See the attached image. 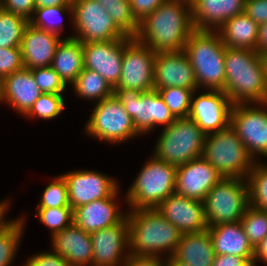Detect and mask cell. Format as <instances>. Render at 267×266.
Listing matches in <instances>:
<instances>
[{
    "label": "cell",
    "mask_w": 267,
    "mask_h": 266,
    "mask_svg": "<svg viewBox=\"0 0 267 266\" xmlns=\"http://www.w3.org/2000/svg\"><path fill=\"white\" fill-rule=\"evenodd\" d=\"M194 30L191 5L167 0L139 22L134 38L154 52H179Z\"/></svg>",
    "instance_id": "obj_1"
},
{
    "label": "cell",
    "mask_w": 267,
    "mask_h": 266,
    "mask_svg": "<svg viewBox=\"0 0 267 266\" xmlns=\"http://www.w3.org/2000/svg\"><path fill=\"white\" fill-rule=\"evenodd\" d=\"M224 93L232 104L267 102L266 56L255 50H225Z\"/></svg>",
    "instance_id": "obj_2"
},
{
    "label": "cell",
    "mask_w": 267,
    "mask_h": 266,
    "mask_svg": "<svg viewBox=\"0 0 267 266\" xmlns=\"http://www.w3.org/2000/svg\"><path fill=\"white\" fill-rule=\"evenodd\" d=\"M130 254L166 258L177 250L182 233L155 208L127 210Z\"/></svg>",
    "instance_id": "obj_3"
},
{
    "label": "cell",
    "mask_w": 267,
    "mask_h": 266,
    "mask_svg": "<svg viewBox=\"0 0 267 266\" xmlns=\"http://www.w3.org/2000/svg\"><path fill=\"white\" fill-rule=\"evenodd\" d=\"M225 50L217 31L194 30L187 39L184 51L194 70L200 91L225 89Z\"/></svg>",
    "instance_id": "obj_4"
},
{
    "label": "cell",
    "mask_w": 267,
    "mask_h": 266,
    "mask_svg": "<svg viewBox=\"0 0 267 266\" xmlns=\"http://www.w3.org/2000/svg\"><path fill=\"white\" fill-rule=\"evenodd\" d=\"M177 167L157 159L153 154L137 172L124 202L128 210L154 209L175 193Z\"/></svg>",
    "instance_id": "obj_5"
},
{
    "label": "cell",
    "mask_w": 267,
    "mask_h": 266,
    "mask_svg": "<svg viewBox=\"0 0 267 266\" xmlns=\"http://www.w3.org/2000/svg\"><path fill=\"white\" fill-rule=\"evenodd\" d=\"M202 157L224 178L246 179L254 164L230 124L205 136Z\"/></svg>",
    "instance_id": "obj_6"
},
{
    "label": "cell",
    "mask_w": 267,
    "mask_h": 266,
    "mask_svg": "<svg viewBox=\"0 0 267 266\" xmlns=\"http://www.w3.org/2000/svg\"><path fill=\"white\" fill-rule=\"evenodd\" d=\"M206 134L189 117L177 118L162 128L153 155L164 162L180 166L202 157Z\"/></svg>",
    "instance_id": "obj_7"
},
{
    "label": "cell",
    "mask_w": 267,
    "mask_h": 266,
    "mask_svg": "<svg viewBox=\"0 0 267 266\" xmlns=\"http://www.w3.org/2000/svg\"><path fill=\"white\" fill-rule=\"evenodd\" d=\"M85 135L117 145L141 136L123 105L112 95L95 103L86 120Z\"/></svg>",
    "instance_id": "obj_8"
},
{
    "label": "cell",
    "mask_w": 267,
    "mask_h": 266,
    "mask_svg": "<svg viewBox=\"0 0 267 266\" xmlns=\"http://www.w3.org/2000/svg\"><path fill=\"white\" fill-rule=\"evenodd\" d=\"M208 227L239 222L249 206L246 179L222 178L203 200Z\"/></svg>",
    "instance_id": "obj_9"
},
{
    "label": "cell",
    "mask_w": 267,
    "mask_h": 266,
    "mask_svg": "<svg viewBox=\"0 0 267 266\" xmlns=\"http://www.w3.org/2000/svg\"><path fill=\"white\" fill-rule=\"evenodd\" d=\"M113 95L130 115L141 136L154 132L159 126L168 127L176 120L157 90L113 89Z\"/></svg>",
    "instance_id": "obj_10"
},
{
    "label": "cell",
    "mask_w": 267,
    "mask_h": 266,
    "mask_svg": "<svg viewBox=\"0 0 267 266\" xmlns=\"http://www.w3.org/2000/svg\"><path fill=\"white\" fill-rule=\"evenodd\" d=\"M71 35L81 43L104 42L122 39L127 35L115 24L103 5L96 0H75L72 2Z\"/></svg>",
    "instance_id": "obj_11"
},
{
    "label": "cell",
    "mask_w": 267,
    "mask_h": 266,
    "mask_svg": "<svg viewBox=\"0 0 267 266\" xmlns=\"http://www.w3.org/2000/svg\"><path fill=\"white\" fill-rule=\"evenodd\" d=\"M230 126L254 161L267 157V102L232 104Z\"/></svg>",
    "instance_id": "obj_12"
},
{
    "label": "cell",
    "mask_w": 267,
    "mask_h": 266,
    "mask_svg": "<svg viewBox=\"0 0 267 266\" xmlns=\"http://www.w3.org/2000/svg\"><path fill=\"white\" fill-rule=\"evenodd\" d=\"M156 52L134 37L124 38L121 76L113 89L154 90V61Z\"/></svg>",
    "instance_id": "obj_13"
},
{
    "label": "cell",
    "mask_w": 267,
    "mask_h": 266,
    "mask_svg": "<svg viewBox=\"0 0 267 266\" xmlns=\"http://www.w3.org/2000/svg\"><path fill=\"white\" fill-rule=\"evenodd\" d=\"M61 175L67 183L69 204L73 210L94 200L108 198L121 189L115 177L95 170H73Z\"/></svg>",
    "instance_id": "obj_14"
},
{
    "label": "cell",
    "mask_w": 267,
    "mask_h": 266,
    "mask_svg": "<svg viewBox=\"0 0 267 266\" xmlns=\"http://www.w3.org/2000/svg\"><path fill=\"white\" fill-rule=\"evenodd\" d=\"M231 108L232 102L224 91L204 89L201 93L197 89L192 94L189 118L207 135L230 124Z\"/></svg>",
    "instance_id": "obj_15"
},
{
    "label": "cell",
    "mask_w": 267,
    "mask_h": 266,
    "mask_svg": "<svg viewBox=\"0 0 267 266\" xmlns=\"http://www.w3.org/2000/svg\"><path fill=\"white\" fill-rule=\"evenodd\" d=\"M92 266H122L129 251V223L127 216L114 226L90 233Z\"/></svg>",
    "instance_id": "obj_16"
},
{
    "label": "cell",
    "mask_w": 267,
    "mask_h": 266,
    "mask_svg": "<svg viewBox=\"0 0 267 266\" xmlns=\"http://www.w3.org/2000/svg\"><path fill=\"white\" fill-rule=\"evenodd\" d=\"M84 68L99 73L114 88L121 76L124 38L82 43Z\"/></svg>",
    "instance_id": "obj_17"
},
{
    "label": "cell",
    "mask_w": 267,
    "mask_h": 266,
    "mask_svg": "<svg viewBox=\"0 0 267 266\" xmlns=\"http://www.w3.org/2000/svg\"><path fill=\"white\" fill-rule=\"evenodd\" d=\"M155 209L182 234L197 233L208 229L202 201L173 193Z\"/></svg>",
    "instance_id": "obj_18"
},
{
    "label": "cell",
    "mask_w": 267,
    "mask_h": 266,
    "mask_svg": "<svg viewBox=\"0 0 267 266\" xmlns=\"http://www.w3.org/2000/svg\"><path fill=\"white\" fill-rule=\"evenodd\" d=\"M153 74L154 90L167 87L198 89L194 70L184 50L156 52Z\"/></svg>",
    "instance_id": "obj_19"
},
{
    "label": "cell",
    "mask_w": 267,
    "mask_h": 266,
    "mask_svg": "<svg viewBox=\"0 0 267 266\" xmlns=\"http://www.w3.org/2000/svg\"><path fill=\"white\" fill-rule=\"evenodd\" d=\"M223 177L203 157L177 166L175 193L202 201Z\"/></svg>",
    "instance_id": "obj_20"
},
{
    "label": "cell",
    "mask_w": 267,
    "mask_h": 266,
    "mask_svg": "<svg viewBox=\"0 0 267 266\" xmlns=\"http://www.w3.org/2000/svg\"><path fill=\"white\" fill-rule=\"evenodd\" d=\"M120 191L75 208L73 223L87 233L119 224L127 216V210L122 211L121 202L118 201Z\"/></svg>",
    "instance_id": "obj_21"
},
{
    "label": "cell",
    "mask_w": 267,
    "mask_h": 266,
    "mask_svg": "<svg viewBox=\"0 0 267 266\" xmlns=\"http://www.w3.org/2000/svg\"><path fill=\"white\" fill-rule=\"evenodd\" d=\"M62 38L28 23L20 45L24 68L31 70L51 66L56 48Z\"/></svg>",
    "instance_id": "obj_22"
},
{
    "label": "cell",
    "mask_w": 267,
    "mask_h": 266,
    "mask_svg": "<svg viewBox=\"0 0 267 266\" xmlns=\"http://www.w3.org/2000/svg\"><path fill=\"white\" fill-rule=\"evenodd\" d=\"M50 239L51 249L64 257L71 266H92L93 250L90 233L73 223Z\"/></svg>",
    "instance_id": "obj_23"
},
{
    "label": "cell",
    "mask_w": 267,
    "mask_h": 266,
    "mask_svg": "<svg viewBox=\"0 0 267 266\" xmlns=\"http://www.w3.org/2000/svg\"><path fill=\"white\" fill-rule=\"evenodd\" d=\"M245 0H195L191 5L195 30L217 31L227 20L244 12Z\"/></svg>",
    "instance_id": "obj_24"
},
{
    "label": "cell",
    "mask_w": 267,
    "mask_h": 266,
    "mask_svg": "<svg viewBox=\"0 0 267 266\" xmlns=\"http://www.w3.org/2000/svg\"><path fill=\"white\" fill-rule=\"evenodd\" d=\"M3 104L25 116L42 94L30 69L23 68L3 78Z\"/></svg>",
    "instance_id": "obj_25"
},
{
    "label": "cell",
    "mask_w": 267,
    "mask_h": 266,
    "mask_svg": "<svg viewBox=\"0 0 267 266\" xmlns=\"http://www.w3.org/2000/svg\"><path fill=\"white\" fill-rule=\"evenodd\" d=\"M208 231L215 255L245 257L252 264L254 247L249 242L240 221L208 227Z\"/></svg>",
    "instance_id": "obj_26"
},
{
    "label": "cell",
    "mask_w": 267,
    "mask_h": 266,
    "mask_svg": "<svg viewBox=\"0 0 267 266\" xmlns=\"http://www.w3.org/2000/svg\"><path fill=\"white\" fill-rule=\"evenodd\" d=\"M50 67L66 86L72 85L84 68L82 43L74 38H63Z\"/></svg>",
    "instance_id": "obj_27"
},
{
    "label": "cell",
    "mask_w": 267,
    "mask_h": 266,
    "mask_svg": "<svg viewBox=\"0 0 267 266\" xmlns=\"http://www.w3.org/2000/svg\"><path fill=\"white\" fill-rule=\"evenodd\" d=\"M174 256L190 266H212L215 253L208 229L182 234Z\"/></svg>",
    "instance_id": "obj_28"
},
{
    "label": "cell",
    "mask_w": 267,
    "mask_h": 266,
    "mask_svg": "<svg viewBox=\"0 0 267 266\" xmlns=\"http://www.w3.org/2000/svg\"><path fill=\"white\" fill-rule=\"evenodd\" d=\"M217 32L226 47L257 49L259 25L244 12L227 20Z\"/></svg>",
    "instance_id": "obj_29"
},
{
    "label": "cell",
    "mask_w": 267,
    "mask_h": 266,
    "mask_svg": "<svg viewBox=\"0 0 267 266\" xmlns=\"http://www.w3.org/2000/svg\"><path fill=\"white\" fill-rule=\"evenodd\" d=\"M21 216V217H20ZM27 219L24 214L14 219L7 218L0 225V266H12L19 251Z\"/></svg>",
    "instance_id": "obj_30"
},
{
    "label": "cell",
    "mask_w": 267,
    "mask_h": 266,
    "mask_svg": "<svg viewBox=\"0 0 267 266\" xmlns=\"http://www.w3.org/2000/svg\"><path fill=\"white\" fill-rule=\"evenodd\" d=\"M71 87L76 97L94 101V104L113 95V88L109 83L99 73L87 68L82 69Z\"/></svg>",
    "instance_id": "obj_31"
},
{
    "label": "cell",
    "mask_w": 267,
    "mask_h": 266,
    "mask_svg": "<svg viewBox=\"0 0 267 266\" xmlns=\"http://www.w3.org/2000/svg\"><path fill=\"white\" fill-rule=\"evenodd\" d=\"M64 14L70 17L69 21L70 19L72 21V5L35 8L28 22L34 27L62 36L64 30H66L63 23Z\"/></svg>",
    "instance_id": "obj_32"
},
{
    "label": "cell",
    "mask_w": 267,
    "mask_h": 266,
    "mask_svg": "<svg viewBox=\"0 0 267 266\" xmlns=\"http://www.w3.org/2000/svg\"><path fill=\"white\" fill-rule=\"evenodd\" d=\"M254 161L246 177L249 205L258 210L267 211V163Z\"/></svg>",
    "instance_id": "obj_33"
},
{
    "label": "cell",
    "mask_w": 267,
    "mask_h": 266,
    "mask_svg": "<svg viewBox=\"0 0 267 266\" xmlns=\"http://www.w3.org/2000/svg\"><path fill=\"white\" fill-rule=\"evenodd\" d=\"M103 5L115 24L127 35L134 37L139 29V21L133 15L129 0H96Z\"/></svg>",
    "instance_id": "obj_34"
},
{
    "label": "cell",
    "mask_w": 267,
    "mask_h": 266,
    "mask_svg": "<svg viewBox=\"0 0 267 266\" xmlns=\"http://www.w3.org/2000/svg\"><path fill=\"white\" fill-rule=\"evenodd\" d=\"M28 23L23 17L0 7V47H20L23 32Z\"/></svg>",
    "instance_id": "obj_35"
},
{
    "label": "cell",
    "mask_w": 267,
    "mask_h": 266,
    "mask_svg": "<svg viewBox=\"0 0 267 266\" xmlns=\"http://www.w3.org/2000/svg\"><path fill=\"white\" fill-rule=\"evenodd\" d=\"M64 94L42 93L25 115L27 119L51 120L57 118L66 106Z\"/></svg>",
    "instance_id": "obj_36"
},
{
    "label": "cell",
    "mask_w": 267,
    "mask_h": 266,
    "mask_svg": "<svg viewBox=\"0 0 267 266\" xmlns=\"http://www.w3.org/2000/svg\"><path fill=\"white\" fill-rule=\"evenodd\" d=\"M197 89H185L182 87H167L159 89L158 93L163 98L164 103L170 109L173 116L177 118H187L191 110V98Z\"/></svg>",
    "instance_id": "obj_37"
},
{
    "label": "cell",
    "mask_w": 267,
    "mask_h": 266,
    "mask_svg": "<svg viewBox=\"0 0 267 266\" xmlns=\"http://www.w3.org/2000/svg\"><path fill=\"white\" fill-rule=\"evenodd\" d=\"M39 221L50 229V236L62 231L73 224V209L71 207L35 208Z\"/></svg>",
    "instance_id": "obj_38"
},
{
    "label": "cell",
    "mask_w": 267,
    "mask_h": 266,
    "mask_svg": "<svg viewBox=\"0 0 267 266\" xmlns=\"http://www.w3.org/2000/svg\"><path fill=\"white\" fill-rule=\"evenodd\" d=\"M245 234L253 247L267 235V211L248 206L240 220Z\"/></svg>",
    "instance_id": "obj_39"
},
{
    "label": "cell",
    "mask_w": 267,
    "mask_h": 266,
    "mask_svg": "<svg viewBox=\"0 0 267 266\" xmlns=\"http://www.w3.org/2000/svg\"><path fill=\"white\" fill-rule=\"evenodd\" d=\"M36 208L71 207L68 199V186L62 175H56L45 187Z\"/></svg>",
    "instance_id": "obj_40"
},
{
    "label": "cell",
    "mask_w": 267,
    "mask_h": 266,
    "mask_svg": "<svg viewBox=\"0 0 267 266\" xmlns=\"http://www.w3.org/2000/svg\"><path fill=\"white\" fill-rule=\"evenodd\" d=\"M31 71L42 93L65 94L67 86L50 66L34 68Z\"/></svg>",
    "instance_id": "obj_41"
},
{
    "label": "cell",
    "mask_w": 267,
    "mask_h": 266,
    "mask_svg": "<svg viewBox=\"0 0 267 266\" xmlns=\"http://www.w3.org/2000/svg\"><path fill=\"white\" fill-rule=\"evenodd\" d=\"M23 68L24 66L20 47H0V76L2 78Z\"/></svg>",
    "instance_id": "obj_42"
},
{
    "label": "cell",
    "mask_w": 267,
    "mask_h": 266,
    "mask_svg": "<svg viewBox=\"0 0 267 266\" xmlns=\"http://www.w3.org/2000/svg\"><path fill=\"white\" fill-rule=\"evenodd\" d=\"M49 250L31 255L21 266H71L64 257L55 253L51 248Z\"/></svg>",
    "instance_id": "obj_43"
},
{
    "label": "cell",
    "mask_w": 267,
    "mask_h": 266,
    "mask_svg": "<svg viewBox=\"0 0 267 266\" xmlns=\"http://www.w3.org/2000/svg\"><path fill=\"white\" fill-rule=\"evenodd\" d=\"M0 7L30 20L36 8L34 0H0Z\"/></svg>",
    "instance_id": "obj_44"
},
{
    "label": "cell",
    "mask_w": 267,
    "mask_h": 266,
    "mask_svg": "<svg viewBox=\"0 0 267 266\" xmlns=\"http://www.w3.org/2000/svg\"><path fill=\"white\" fill-rule=\"evenodd\" d=\"M244 13L258 25L267 22V0H245Z\"/></svg>",
    "instance_id": "obj_45"
},
{
    "label": "cell",
    "mask_w": 267,
    "mask_h": 266,
    "mask_svg": "<svg viewBox=\"0 0 267 266\" xmlns=\"http://www.w3.org/2000/svg\"><path fill=\"white\" fill-rule=\"evenodd\" d=\"M167 0H130L133 15L140 22Z\"/></svg>",
    "instance_id": "obj_46"
},
{
    "label": "cell",
    "mask_w": 267,
    "mask_h": 266,
    "mask_svg": "<svg viewBox=\"0 0 267 266\" xmlns=\"http://www.w3.org/2000/svg\"><path fill=\"white\" fill-rule=\"evenodd\" d=\"M122 266H165L164 258L129 254Z\"/></svg>",
    "instance_id": "obj_47"
},
{
    "label": "cell",
    "mask_w": 267,
    "mask_h": 266,
    "mask_svg": "<svg viewBox=\"0 0 267 266\" xmlns=\"http://www.w3.org/2000/svg\"><path fill=\"white\" fill-rule=\"evenodd\" d=\"M212 266H252V264L245 257L223 254L215 255Z\"/></svg>",
    "instance_id": "obj_48"
},
{
    "label": "cell",
    "mask_w": 267,
    "mask_h": 266,
    "mask_svg": "<svg viewBox=\"0 0 267 266\" xmlns=\"http://www.w3.org/2000/svg\"><path fill=\"white\" fill-rule=\"evenodd\" d=\"M257 262L267 266V235L254 247L252 266H257Z\"/></svg>",
    "instance_id": "obj_49"
},
{
    "label": "cell",
    "mask_w": 267,
    "mask_h": 266,
    "mask_svg": "<svg viewBox=\"0 0 267 266\" xmlns=\"http://www.w3.org/2000/svg\"><path fill=\"white\" fill-rule=\"evenodd\" d=\"M256 51L263 56H267V22L259 25Z\"/></svg>",
    "instance_id": "obj_50"
},
{
    "label": "cell",
    "mask_w": 267,
    "mask_h": 266,
    "mask_svg": "<svg viewBox=\"0 0 267 266\" xmlns=\"http://www.w3.org/2000/svg\"><path fill=\"white\" fill-rule=\"evenodd\" d=\"M36 8L53 7L58 5H72L68 0H34Z\"/></svg>",
    "instance_id": "obj_51"
},
{
    "label": "cell",
    "mask_w": 267,
    "mask_h": 266,
    "mask_svg": "<svg viewBox=\"0 0 267 266\" xmlns=\"http://www.w3.org/2000/svg\"><path fill=\"white\" fill-rule=\"evenodd\" d=\"M10 204L11 203H10V200L8 198L1 200V202H0V225L7 219L6 215L9 212V209L11 206Z\"/></svg>",
    "instance_id": "obj_52"
},
{
    "label": "cell",
    "mask_w": 267,
    "mask_h": 266,
    "mask_svg": "<svg viewBox=\"0 0 267 266\" xmlns=\"http://www.w3.org/2000/svg\"><path fill=\"white\" fill-rule=\"evenodd\" d=\"M165 266H190L182 261H179L174 255L164 259Z\"/></svg>",
    "instance_id": "obj_53"
},
{
    "label": "cell",
    "mask_w": 267,
    "mask_h": 266,
    "mask_svg": "<svg viewBox=\"0 0 267 266\" xmlns=\"http://www.w3.org/2000/svg\"><path fill=\"white\" fill-rule=\"evenodd\" d=\"M3 78L0 76V104L3 103Z\"/></svg>",
    "instance_id": "obj_54"
},
{
    "label": "cell",
    "mask_w": 267,
    "mask_h": 266,
    "mask_svg": "<svg viewBox=\"0 0 267 266\" xmlns=\"http://www.w3.org/2000/svg\"><path fill=\"white\" fill-rule=\"evenodd\" d=\"M176 1H182V2H186V3H188L189 5H192V3H193L195 0H176Z\"/></svg>",
    "instance_id": "obj_55"
}]
</instances>
